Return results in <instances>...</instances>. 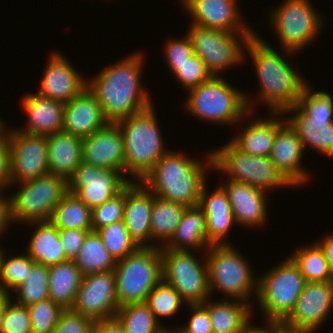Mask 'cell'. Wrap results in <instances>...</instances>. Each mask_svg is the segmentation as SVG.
I'll use <instances>...</instances> for the list:
<instances>
[{
    "mask_svg": "<svg viewBox=\"0 0 333 333\" xmlns=\"http://www.w3.org/2000/svg\"><path fill=\"white\" fill-rule=\"evenodd\" d=\"M144 59L141 53H133L87 80V88L96 97L109 123H116L153 105L148 91L141 84Z\"/></svg>",
    "mask_w": 333,
    "mask_h": 333,
    "instance_id": "6da1fadb",
    "label": "cell"
},
{
    "mask_svg": "<svg viewBox=\"0 0 333 333\" xmlns=\"http://www.w3.org/2000/svg\"><path fill=\"white\" fill-rule=\"evenodd\" d=\"M246 52L252 59L259 82L260 91L256 93L255 101L268 105L269 112H284L297 105L308 83L298 74V69L295 71L285 57L256 32L248 40Z\"/></svg>",
    "mask_w": 333,
    "mask_h": 333,
    "instance_id": "7a4b0ae2",
    "label": "cell"
},
{
    "mask_svg": "<svg viewBox=\"0 0 333 333\" xmlns=\"http://www.w3.org/2000/svg\"><path fill=\"white\" fill-rule=\"evenodd\" d=\"M205 159L201 162L200 159L170 150L157 161L141 182L160 198L187 207L197 206L207 182V171L214 168L212 151L207 152Z\"/></svg>",
    "mask_w": 333,
    "mask_h": 333,
    "instance_id": "3957f363",
    "label": "cell"
},
{
    "mask_svg": "<svg viewBox=\"0 0 333 333\" xmlns=\"http://www.w3.org/2000/svg\"><path fill=\"white\" fill-rule=\"evenodd\" d=\"M187 92L189 96L184 103L186 110L205 122L235 126L246 117L249 120L255 111V101L252 99L251 102L247 98L249 95L227 83L223 76H212Z\"/></svg>",
    "mask_w": 333,
    "mask_h": 333,
    "instance_id": "277c9868",
    "label": "cell"
},
{
    "mask_svg": "<svg viewBox=\"0 0 333 333\" xmlns=\"http://www.w3.org/2000/svg\"><path fill=\"white\" fill-rule=\"evenodd\" d=\"M124 139L125 175L141 181L169 150L154 105L116 122Z\"/></svg>",
    "mask_w": 333,
    "mask_h": 333,
    "instance_id": "5b68a950",
    "label": "cell"
},
{
    "mask_svg": "<svg viewBox=\"0 0 333 333\" xmlns=\"http://www.w3.org/2000/svg\"><path fill=\"white\" fill-rule=\"evenodd\" d=\"M309 86H305L297 105L283 113L290 112L286 121L296 131L304 150L310 147L333 158V97Z\"/></svg>",
    "mask_w": 333,
    "mask_h": 333,
    "instance_id": "8992f818",
    "label": "cell"
},
{
    "mask_svg": "<svg viewBox=\"0 0 333 333\" xmlns=\"http://www.w3.org/2000/svg\"><path fill=\"white\" fill-rule=\"evenodd\" d=\"M235 249L234 245H211L206 250L210 296L219 290L224 299L248 302L251 294L257 298L258 278L248 259Z\"/></svg>",
    "mask_w": 333,
    "mask_h": 333,
    "instance_id": "52a82bcc",
    "label": "cell"
},
{
    "mask_svg": "<svg viewBox=\"0 0 333 333\" xmlns=\"http://www.w3.org/2000/svg\"><path fill=\"white\" fill-rule=\"evenodd\" d=\"M114 271L119 307L146 302L149 293L163 280L161 248L139 246L117 261Z\"/></svg>",
    "mask_w": 333,
    "mask_h": 333,
    "instance_id": "ba28073f",
    "label": "cell"
},
{
    "mask_svg": "<svg viewBox=\"0 0 333 333\" xmlns=\"http://www.w3.org/2000/svg\"><path fill=\"white\" fill-rule=\"evenodd\" d=\"M258 278L257 304L263 321L284 322L294 310L306 280L300 268L287 257ZM266 316V318H265Z\"/></svg>",
    "mask_w": 333,
    "mask_h": 333,
    "instance_id": "9c48e42d",
    "label": "cell"
},
{
    "mask_svg": "<svg viewBox=\"0 0 333 333\" xmlns=\"http://www.w3.org/2000/svg\"><path fill=\"white\" fill-rule=\"evenodd\" d=\"M212 155L213 170L226 176L228 174V180L252 185L266 193L277 188H293L277 170L269 156L245 153L231 140L217 150H213Z\"/></svg>",
    "mask_w": 333,
    "mask_h": 333,
    "instance_id": "30bf717a",
    "label": "cell"
},
{
    "mask_svg": "<svg viewBox=\"0 0 333 333\" xmlns=\"http://www.w3.org/2000/svg\"><path fill=\"white\" fill-rule=\"evenodd\" d=\"M269 16L280 47L292 56L312 44L324 27V16L315 10L310 0H283ZM283 46V47H282Z\"/></svg>",
    "mask_w": 333,
    "mask_h": 333,
    "instance_id": "8fae6325",
    "label": "cell"
},
{
    "mask_svg": "<svg viewBox=\"0 0 333 333\" xmlns=\"http://www.w3.org/2000/svg\"><path fill=\"white\" fill-rule=\"evenodd\" d=\"M19 190L10 194L13 223L49 222L54 209L68 192L67 180L47 174L16 183Z\"/></svg>",
    "mask_w": 333,
    "mask_h": 333,
    "instance_id": "7c38bea8",
    "label": "cell"
},
{
    "mask_svg": "<svg viewBox=\"0 0 333 333\" xmlns=\"http://www.w3.org/2000/svg\"><path fill=\"white\" fill-rule=\"evenodd\" d=\"M190 26L187 35L191 40L194 54L205 63L212 76H221V72L227 68L229 70L244 61L246 44L254 34L232 33L195 24Z\"/></svg>",
    "mask_w": 333,
    "mask_h": 333,
    "instance_id": "4fadbf2b",
    "label": "cell"
},
{
    "mask_svg": "<svg viewBox=\"0 0 333 333\" xmlns=\"http://www.w3.org/2000/svg\"><path fill=\"white\" fill-rule=\"evenodd\" d=\"M194 252L161 249L163 281L174 287L187 305L202 304L211 297L206 258L199 260Z\"/></svg>",
    "mask_w": 333,
    "mask_h": 333,
    "instance_id": "5bb4252c",
    "label": "cell"
},
{
    "mask_svg": "<svg viewBox=\"0 0 333 333\" xmlns=\"http://www.w3.org/2000/svg\"><path fill=\"white\" fill-rule=\"evenodd\" d=\"M4 130L9 138L10 188L49 174L47 136L27 134L16 128L10 131L6 125Z\"/></svg>",
    "mask_w": 333,
    "mask_h": 333,
    "instance_id": "9a60e30c",
    "label": "cell"
},
{
    "mask_svg": "<svg viewBox=\"0 0 333 333\" xmlns=\"http://www.w3.org/2000/svg\"><path fill=\"white\" fill-rule=\"evenodd\" d=\"M118 170L102 169L82 162L68 179V191L91 209L121 193L131 182Z\"/></svg>",
    "mask_w": 333,
    "mask_h": 333,
    "instance_id": "2e32d148",
    "label": "cell"
},
{
    "mask_svg": "<svg viewBox=\"0 0 333 333\" xmlns=\"http://www.w3.org/2000/svg\"><path fill=\"white\" fill-rule=\"evenodd\" d=\"M71 309L94 321L115 318L119 309L115 271L84 275Z\"/></svg>",
    "mask_w": 333,
    "mask_h": 333,
    "instance_id": "e0dca14e",
    "label": "cell"
},
{
    "mask_svg": "<svg viewBox=\"0 0 333 333\" xmlns=\"http://www.w3.org/2000/svg\"><path fill=\"white\" fill-rule=\"evenodd\" d=\"M333 309V281L306 282L296 306L283 324L312 333L329 318Z\"/></svg>",
    "mask_w": 333,
    "mask_h": 333,
    "instance_id": "ac0fdd59",
    "label": "cell"
},
{
    "mask_svg": "<svg viewBox=\"0 0 333 333\" xmlns=\"http://www.w3.org/2000/svg\"><path fill=\"white\" fill-rule=\"evenodd\" d=\"M191 23L232 33H255L243 23L237 0H181ZM193 20V21H192ZM254 31V32H253Z\"/></svg>",
    "mask_w": 333,
    "mask_h": 333,
    "instance_id": "d6986e66",
    "label": "cell"
},
{
    "mask_svg": "<svg viewBox=\"0 0 333 333\" xmlns=\"http://www.w3.org/2000/svg\"><path fill=\"white\" fill-rule=\"evenodd\" d=\"M65 58L60 52L49 56L36 94L66 104L87 87V79Z\"/></svg>",
    "mask_w": 333,
    "mask_h": 333,
    "instance_id": "ffe728a7",
    "label": "cell"
},
{
    "mask_svg": "<svg viewBox=\"0 0 333 333\" xmlns=\"http://www.w3.org/2000/svg\"><path fill=\"white\" fill-rule=\"evenodd\" d=\"M82 161L102 169L118 170L125 175L124 139L116 123H108L82 138Z\"/></svg>",
    "mask_w": 333,
    "mask_h": 333,
    "instance_id": "44dd1931",
    "label": "cell"
},
{
    "mask_svg": "<svg viewBox=\"0 0 333 333\" xmlns=\"http://www.w3.org/2000/svg\"><path fill=\"white\" fill-rule=\"evenodd\" d=\"M304 147L296 131L286 121L276 132L270 159L277 170L293 186H303L310 174L301 166Z\"/></svg>",
    "mask_w": 333,
    "mask_h": 333,
    "instance_id": "7402d4cb",
    "label": "cell"
},
{
    "mask_svg": "<svg viewBox=\"0 0 333 333\" xmlns=\"http://www.w3.org/2000/svg\"><path fill=\"white\" fill-rule=\"evenodd\" d=\"M154 198V193L141 181H131L124 189L123 221L138 246H149L151 242L150 220Z\"/></svg>",
    "mask_w": 333,
    "mask_h": 333,
    "instance_id": "603a6c76",
    "label": "cell"
},
{
    "mask_svg": "<svg viewBox=\"0 0 333 333\" xmlns=\"http://www.w3.org/2000/svg\"><path fill=\"white\" fill-rule=\"evenodd\" d=\"M226 181L221 186L228 195L236 224L250 228L263 226L268 220L267 193L249 184Z\"/></svg>",
    "mask_w": 333,
    "mask_h": 333,
    "instance_id": "cb8c5ba5",
    "label": "cell"
},
{
    "mask_svg": "<svg viewBox=\"0 0 333 333\" xmlns=\"http://www.w3.org/2000/svg\"><path fill=\"white\" fill-rule=\"evenodd\" d=\"M207 186V183L203 186L198 206L206 216L208 244L231 245V242H227V234L236 222L228 195L221 185L211 193L208 192Z\"/></svg>",
    "mask_w": 333,
    "mask_h": 333,
    "instance_id": "d4e9b609",
    "label": "cell"
},
{
    "mask_svg": "<svg viewBox=\"0 0 333 333\" xmlns=\"http://www.w3.org/2000/svg\"><path fill=\"white\" fill-rule=\"evenodd\" d=\"M108 123L101 105L87 87L64 105L62 131L84 138Z\"/></svg>",
    "mask_w": 333,
    "mask_h": 333,
    "instance_id": "484cf974",
    "label": "cell"
},
{
    "mask_svg": "<svg viewBox=\"0 0 333 333\" xmlns=\"http://www.w3.org/2000/svg\"><path fill=\"white\" fill-rule=\"evenodd\" d=\"M22 107L27 115L25 128L18 130L33 135H52L62 131L64 103L38 94L24 95Z\"/></svg>",
    "mask_w": 333,
    "mask_h": 333,
    "instance_id": "4316f807",
    "label": "cell"
},
{
    "mask_svg": "<svg viewBox=\"0 0 333 333\" xmlns=\"http://www.w3.org/2000/svg\"><path fill=\"white\" fill-rule=\"evenodd\" d=\"M267 119H250L246 128L231 141L243 152L256 156H270L277 130L286 122L283 112H270ZM279 117V118H278Z\"/></svg>",
    "mask_w": 333,
    "mask_h": 333,
    "instance_id": "83f0119b",
    "label": "cell"
},
{
    "mask_svg": "<svg viewBox=\"0 0 333 333\" xmlns=\"http://www.w3.org/2000/svg\"><path fill=\"white\" fill-rule=\"evenodd\" d=\"M48 172L67 181L82 161V138L65 131L47 136Z\"/></svg>",
    "mask_w": 333,
    "mask_h": 333,
    "instance_id": "f1b7e54d",
    "label": "cell"
},
{
    "mask_svg": "<svg viewBox=\"0 0 333 333\" xmlns=\"http://www.w3.org/2000/svg\"><path fill=\"white\" fill-rule=\"evenodd\" d=\"M208 298L202 303L209 312L213 333H242L253 319L251 302L236 299H221L218 302Z\"/></svg>",
    "mask_w": 333,
    "mask_h": 333,
    "instance_id": "f546056e",
    "label": "cell"
},
{
    "mask_svg": "<svg viewBox=\"0 0 333 333\" xmlns=\"http://www.w3.org/2000/svg\"><path fill=\"white\" fill-rule=\"evenodd\" d=\"M210 245L206 235V216L197 205L187 207L181 221L170 240L161 249L176 251H203ZM201 248V249H200Z\"/></svg>",
    "mask_w": 333,
    "mask_h": 333,
    "instance_id": "4dcf8cb0",
    "label": "cell"
},
{
    "mask_svg": "<svg viewBox=\"0 0 333 333\" xmlns=\"http://www.w3.org/2000/svg\"><path fill=\"white\" fill-rule=\"evenodd\" d=\"M36 225L30 241L27 243L26 253L36 262L45 266L57 265L68 260L66 258L61 240L59 229L49 222H31Z\"/></svg>",
    "mask_w": 333,
    "mask_h": 333,
    "instance_id": "1f68e13d",
    "label": "cell"
},
{
    "mask_svg": "<svg viewBox=\"0 0 333 333\" xmlns=\"http://www.w3.org/2000/svg\"><path fill=\"white\" fill-rule=\"evenodd\" d=\"M82 277V273L73 260L49 266V298L63 309H71Z\"/></svg>",
    "mask_w": 333,
    "mask_h": 333,
    "instance_id": "d6a6232c",
    "label": "cell"
},
{
    "mask_svg": "<svg viewBox=\"0 0 333 333\" xmlns=\"http://www.w3.org/2000/svg\"><path fill=\"white\" fill-rule=\"evenodd\" d=\"M187 206L155 195L151 211V243L163 247L175 233ZM156 241V244L153 243ZM160 240V241H159ZM159 243V244H157Z\"/></svg>",
    "mask_w": 333,
    "mask_h": 333,
    "instance_id": "836d02e7",
    "label": "cell"
},
{
    "mask_svg": "<svg viewBox=\"0 0 333 333\" xmlns=\"http://www.w3.org/2000/svg\"><path fill=\"white\" fill-rule=\"evenodd\" d=\"M82 275L114 270L116 261L106 250L97 231H90L73 259Z\"/></svg>",
    "mask_w": 333,
    "mask_h": 333,
    "instance_id": "e575fe53",
    "label": "cell"
},
{
    "mask_svg": "<svg viewBox=\"0 0 333 333\" xmlns=\"http://www.w3.org/2000/svg\"><path fill=\"white\" fill-rule=\"evenodd\" d=\"M92 209L67 192L54 209L50 222L58 229L92 230Z\"/></svg>",
    "mask_w": 333,
    "mask_h": 333,
    "instance_id": "d590c367",
    "label": "cell"
},
{
    "mask_svg": "<svg viewBox=\"0 0 333 333\" xmlns=\"http://www.w3.org/2000/svg\"><path fill=\"white\" fill-rule=\"evenodd\" d=\"M289 257L300 268L306 282L333 281L324 252L316 242L299 247Z\"/></svg>",
    "mask_w": 333,
    "mask_h": 333,
    "instance_id": "8d00e7d4",
    "label": "cell"
},
{
    "mask_svg": "<svg viewBox=\"0 0 333 333\" xmlns=\"http://www.w3.org/2000/svg\"><path fill=\"white\" fill-rule=\"evenodd\" d=\"M116 318L126 333H162L166 329L145 302L119 307Z\"/></svg>",
    "mask_w": 333,
    "mask_h": 333,
    "instance_id": "74e56055",
    "label": "cell"
},
{
    "mask_svg": "<svg viewBox=\"0 0 333 333\" xmlns=\"http://www.w3.org/2000/svg\"><path fill=\"white\" fill-rule=\"evenodd\" d=\"M25 282L19 285L16 293L15 303L22 306H30L49 298V267L35 264Z\"/></svg>",
    "mask_w": 333,
    "mask_h": 333,
    "instance_id": "f35d334b",
    "label": "cell"
},
{
    "mask_svg": "<svg viewBox=\"0 0 333 333\" xmlns=\"http://www.w3.org/2000/svg\"><path fill=\"white\" fill-rule=\"evenodd\" d=\"M97 233L100 235L106 250L116 262L139 247L130 237L123 220L106 225L97 230Z\"/></svg>",
    "mask_w": 333,
    "mask_h": 333,
    "instance_id": "ab89813d",
    "label": "cell"
},
{
    "mask_svg": "<svg viewBox=\"0 0 333 333\" xmlns=\"http://www.w3.org/2000/svg\"><path fill=\"white\" fill-rule=\"evenodd\" d=\"M145 303L161 324L162 317L174 316L183 303L187 305L175 288L163 280L149 293Z\"/></svg>",
    "mask_w": 333,
    "mask_h": 333,
    "instance_id": "60d3db41",
    "label": "cell"
},
{
    "mask_svg": "<svg viewBox=\"0 0 333 333\" xmlns=\"http://www.w3.org/2000/svg\"><path fill=\"white\" fill-rule=\"evenodd\" d=\"M24 253L7 258L5 252L0 274V291L13 292L28 278L27 276L36 262L26 252Z\"/></svg>",
    "mask_w": 333,
    "mask_h": 333,
    "instance_id": "b9f144b4",
    "label": "cell"
},
{
    "mask_svg": "<svg viewBox=\"0 0 333 333\" xmlns=\"http://www.w3.org/2000/svg\"><path fill=\"white\" fill-rule=\"evenodd\" d=\"M27 308L30 314L32 333H53L64 310L50 298L32 304Z\"/></svg>",
    "mask_w": 333,
    "mask_h": 333,
    "instance_id": "7bdbcfd3",
    "label": "cell"
},
{
    "mask_svg": "<svg viewBox=\"0 0 333 333\" xmlns=\"http://www.w3.org/2000/svg\"><path fill=\"white\" fill-rule=\"evenodd\" d=\"M176 82L187 91L208 81L212 74L207 70L205 63L193 54L186 62L176 65V72L173 74Z\"/></svg>",
    "mask_w": 333,
    "mask_h": 333,
    "instance_id": "ee69618b",
    "label": "cell"
},
{
    "mask_svg": "<svg viewBox=\"0 0 333 333\" xmlns=\"http://www.w3.org/2000/svg\"><path fill=\"white\" fill-rule=\"evenodd\" d=\"M11 299L5 308L0 333H32L30 314L26 306Z\"/></svg>",
    "mask_w": 333,
    "mask_h": 333,
    "instance_id": "f6af8a7d",
    "label": "cell"
},
{
    "mask_svg": "<svg viewBox=\"0 0 333 333\" xmlns=\"http://www.w3.org/2000/svg\"><path fill=\"white\" fill-rule=\"evenodd\" d=\"M124 218V190L112 199L92 209V231Z\"/></svg>",
    "mask_w": 333,
    "mask_h": 333,
    "instance_id": "bcb514c9",
    "label": "cell"
},
{
    "mask_svg": "<svg viewBox=\"0 0 333 333\" xmlns=\"http://www.w3.org/2000/svg\"><path fill=\"white\" fill-rule=\"evenodd\" d=\"M165 45L164 59H166L167 67H169L173 75L176 72V65L186 62L194 54V50L187 34L180 39L171 38Z\"/></svg>",
    "mask_w": 333,
    "mask_h": 333,
    "instance_id": "7dc6e473",
    "label": "cell"
},
{
    "mask_svg": "<svg viewBox=\"0 0 333 333\" xmlns=\"http://www.w3.org/2000/svg\"><path fill=\"white\" fill-rule=\"evenodd\" d=\"M95 321L91 318L64 309L53 333H92Z\"/></svg>",
    "mask_w": 333,
    "mask_h": 333,
    "instance_id": "c3c4849f",
    "label": "cell"
},
{
    "mask_svg": "<svg viewBox=\"0 0 333 333\" xmlns=\"http://www.w3.org/2000/svg\"><path fill=\"white\" fill-rule=\"evenodd\" d=\"M187 307L191 309L188 323L175 329L179 333H213L208 309L203 304H188Z\"/></svg>",
    "mask_w": 333,
    "mask_h": 333,
    "instance_id": "681fc988",
    "label": "cell"
},
{
    "mask_svg": "<svg viewBox=\"0 0 333 333\" xmlns=\"http://www.w3.org/2000/svg\"><path fill=\"white\" fill-rule=\"evenodd\" d=\"M90 231L92 230L59 229V238L68 260H73L77 256Z\"/></svg>",
    "mask_w": 333,
    "mask_h": 333,
    "instance_id": "f907efd6",
    "label": "cell"
},
{
    "mask_svg": "<svg viewBox=\"0 0 333 333\" xmlns=\"http://www.w3.org/2000/svg\"><path fill=\"white\" fill-rule=\"evenodd\" d=\"M8 186H11L10 148L9 138L7 132L4 130L0 134V190H4L5 192L9 188Z\"/></svg>",
    "mask_w": 333,
    "mask_h": 333,
    "instance_id": "816d5d0a",
    "label": "cell"
},
{
    "mask_svg": "<svg viewBox=\"0 0 333 333\" xmlns=\"http://www.w3.org/2000/svg\"><path fill=\"white\" fill-rule=\"evenodd\" d=\"M4 190H0V235L3 237L8 226L13 222L11 218L10 197L5 195ZM2 194V195H1ZM3 234V235H2Z\"/></svg>",
    "mask_w": 333,
    "mask_h": 333,
    "instance_id": "f5cc1de1",
    "label": "cell"
},
{
    "mask_svg": "<svg viewBox=\"0 0 333 333\" xmlns=\"http://www.w3.org/2000/svg\"><path fill=\"white\" fill-rule=\"evenodd\" d=\"M92 333H126V332L123 325L115 317L112 319L95 321Z\"/></svg>",
    "mask_w": 333,
    "mask_h": 333,
    "instance_id": "db71d44e",
    "label": "cell"
},
{
    "mask_svg": "<svg viewBox=\"0 0 333 333\" xmlns=\"http://www.w3.org/2000/svg\"><path fill=\"white\" fill-rule=\"evenodd\" d=\"M316 243L324 252L330 272L333 275V233H331L330 235L327 234L325 238H323V240L318 239V242Z\"/></svg>",
    "mask_w": 333,
    "mask_h": 333,
    "instance_id": "11a10c76",
    "label": "cell"
},
{
    "mask_svg": "<svg viewBox=\"0 0 333 333\" xmlns=\"http://www.w3.org/2000/svg\"><path fill=\"white\" fill-rule=\"evenodd\" d=\"M250 321L244 328L242 333H276V321H267V326H263V327H259L257 325H255V327L253 326V324L251 325Z\"/></svg>",
    "mask_w": 333,
    "mask_h": 333,
    "instance_id": "9f6ffc18",
    "label": "cell"
},
{
    "mask_svg": "<svg viewBox=\"0 0 333 333\" xmlns=\"http://www.w3.org/2000/svg\"><path fill=\"white\" fill-rule=\"evenodd\" d=\"M10 294H12V293H6L3 291H0V326H1V322H2V318L4 315L6 305L12 299Z\"/></svg>",
    "mask_w": 333,
    "mask_h": 333,
    "instance_id": "6f0895ef",
    "label": "cell"
},
{
    "mask_svg": "<svg viewBox=\"0 0 333 333\" xmlns=\"http://www.w3.org/2000/svg\"><path fill=\"white\" fill-rule=\"evenodd\" d=\"M276 333H312L305 330L292 329L283 324V322L276 321Z\"/></svg>",
    "mask_w": 333,
    "mask_h": 333,
    "instance_id": "680465c9",
    "label": "cell"
},
{
    "mask_svg": "<svg viewBox=\"0 0 333 333\" xmlns=\"http://www.w3.org/2000/svg\"><path fill=\"white\" fill-rule=\"evenodd\" d=\"M5 254L4 248H1L0 246V274H1V267H2V259Z\"/></svg>",
    "mask_w": 333,
    "mask_h": 333,
    "instance_id": "91938a15",
    "label": "cell"
},
{
    "mask_svg": "<svg viewBox=\"0 0 333 333\" xmlns=\"http://www.w3.org/2000/svg\"><path fill=\"white\" fill-rule=\"evenodd\" d=\"M2 118H0V134L4 131L5 128V124L6 122H4L3 120H1Z\"/></svg>",
    "mask_w": 333,
    "mask_h": 333,
    "instance_id": "94428289",
    "label": "cell"
},
{
    "mask_svg": "<svg viewBox=\"0 0 333 333\" xmlns=\"http://www.w3.org/2000/svg\"><path fill=\"white\" fill-rule=\"evenodd\" d=\"M162 333H179L175 328L170 329L167 327Z\"/></svg>",
    "mask_w": 333,
    "mask_h": 333,
    "instance_id": "6125c7cd",
    "label": "cell"
}]
</instances>
